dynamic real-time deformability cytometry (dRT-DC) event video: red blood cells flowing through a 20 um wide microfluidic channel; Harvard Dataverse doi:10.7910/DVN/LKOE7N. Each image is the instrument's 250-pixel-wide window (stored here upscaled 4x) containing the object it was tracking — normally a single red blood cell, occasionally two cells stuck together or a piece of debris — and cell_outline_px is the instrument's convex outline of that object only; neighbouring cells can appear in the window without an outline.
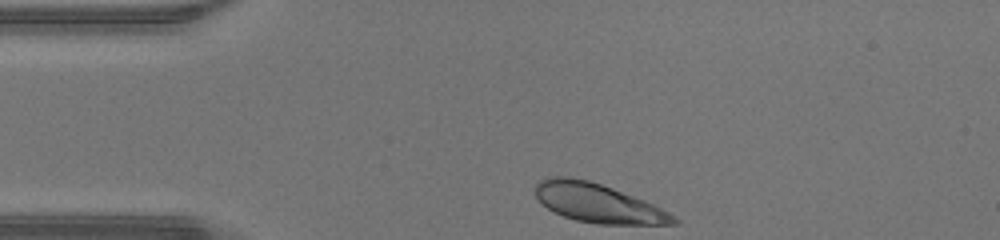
{"species": "human", "species_latin": "Homo sapiens", "temperature_condition": "warm", "stored_images_in_passage": 29, "camera_frame_rate_fps": 3000, "um_per_image_px": 0.085, "donor": {"sex": "male"}, "frame": {"image": 1, "passage_image": 1, "time_ms": 0.0, "image_size_px": [1000, 240], "cell_outline_px": [[680, 220], [676, 224], [596, 224], [576, 220], [564, 216], [548, 208], [536, 196], [536, 184], [540, 180], [552, 176], [568, 176], [588, 180], [612, 188], [644, 200], [676, 216]], "centroid_in_image_um": [50.84, 17.26], "position_along_channel_um": 34.2, "area_um2": 30.98}}
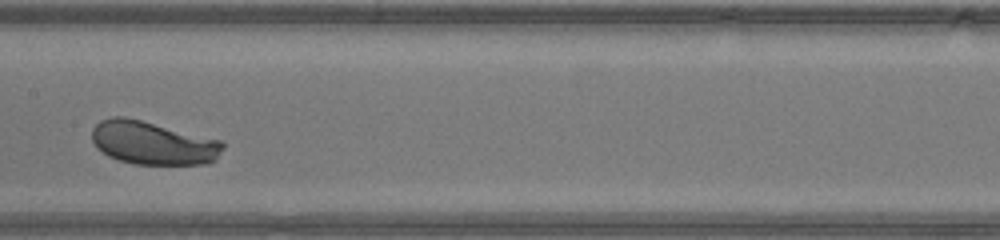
{"frame": {"image": 2, "passage_image": 15, "time_ms": 4.667, "image_size_px": [1000, 240], "cell_outline_px": [[224, 148], [216, 160], [208, 164], [136, 164], [120, 160], [108, 156], [96, 148], [92, 140], [92, 128], [100, 120], [112, 116], [124, 116], [220, 140], [224, 144]], "centroid_in_image_um": [12.98, 12.15], "position_along_channel_um": 194.4, "area_um2": 33.0}}
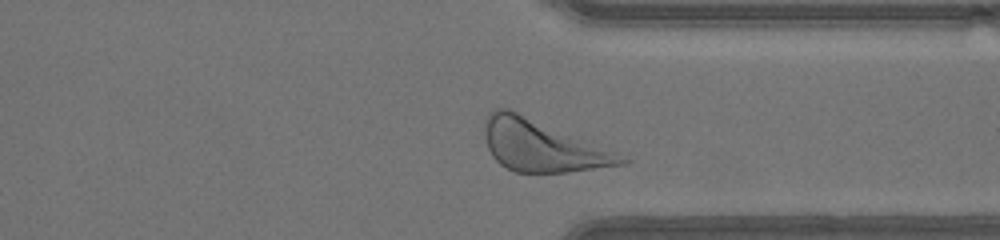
{"frame": {"image": 3, "passage_image": 27, "time_ms": 8.667, "image_size_px": [1000, 240], "cell_outline_px": [[628, 160], [624, 164], [568, 172], [516, 172], [500, 164], [492, 156], [488, 148], [484, 136], [484, 120], [488, 112], [496, 108], [508, 108], [616, 152]], "centroid_in_image_um": [46.0, 12.38], "position_along_channel_um": 365.4, "area_um2": 40.4}, "authors_computed_cell_mechanics": {"area_um2": 32.946, "velocity_mm_per_s": 4.308, "shape_relaxation_time_tau1_ms": 0.5674, "shape_relaxation_time_tau2_ms": 2.8097, "deformation_change_tau1": 0.0862, "deformation_change_tau2": 0.1103}}